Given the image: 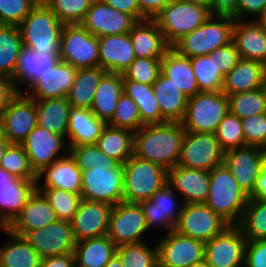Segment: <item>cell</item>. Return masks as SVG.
I'll return each instance as SVG.
<instances>
[{
	"label": "cell",
	"mask_w": 266,
	"mask_h": 267,
	"mask_svg": "<svg viewBox=\"0 0 266 267\" xmlns=\"http://www.w3.org/2000/svg\"><path fill=\"white\" fill-rule=\"evenodd\" d=\"M185 133L178 122L144 125L134 132L133 155L169 171L177 165Z\"/></svg>",
	"instance_id": "1"
},
{
	"label": "cell",
	"mask_w": 266,
	"mask_h": 267,
	"mask_svg": "<svg viewBox=\"0 0 266 267\" xmlns=\"http://www.w3.org/2000/svg\"><path fill=\"white\" fill-rule=\"evenodd\" d=\"M209 178L210 187L205 204L228 225H237L249 202V196L224 163L210 170Z\"/></svg>",
	"instance_id": "2"
},
{
	"label": "cell",
	"mask_w": 266,
	"mask_h": 267,
	"mask_svg": "<svg viewBox=\"0 0 266 267\" xmlns=\"http://www.w3.org/2000/svg\"><path fill=\"white\" fill-rule=\"evenodd\" d=\"M64 24L42 0L18 25L22 45L38 53L49 52L60 58Z\"/></svg>",
	"instance_id": "3"
},
{
	"label": "cell",
	"mask_w": 266,
	"mask_h": 267,
	"mask_svg": "<svg viewBox=\"0 0 266 267\" xmlns=\"http://www.w3.org/2000/svg\"><path fill=\"white\" fill-rule=\"evenodd\" d=\"M234 23L231 16L211 15L204 24L181 37L171 47L189 58L208 55L232 42Z\"/></svg>",
	"instance_id": "4"
},
{
	"label": "cell",
	"mask_w": 266,
	"mask_h": 267,
	"mask_svg": "<svg viewBox=\"0 0 266 267\" xmlns=\"http://www.w3.org/2000/svg\"><path fill=\"white\" fill-rule=\"evenodd\" d=\"M123 202L149 200L168 182V171L153 162L132 155L123 165Z\"/></svg>",
	"instance_id": "5"
},
{
	"label": "cell",
	"mask_w": 266,
	"mask_h": 267,
	"mask_svg": "<svg viewBox=\"0 0 266 267\" xmlns=\"http://www.w3.org/2000/svg\"><path fill=\"white\" fill-rule=\"evenodd\" d=\"M212 14L204 5L187 0H171L153 20L172 46L184 35L204 24Z\"/></svg>",
	"instance_id": "6"
},
{
	"label": "cell",
	"mask_w": 266,
	"mask_h": 267,
	"mask_svg": "<svg viewBox=\"0 0 266 267\" xmlns=\"http://www.w3.org/2000/svg\"><path fill=\"white\" fill-rule=\"evenodd\" d=\"M228 112V96L222 91L198 92L187 99L185 114L180 123L186 131L214 134Z\"/></svg>",
	"instance_id": "7"
},
{
	"label": "cell",
	"mask_w": 266,
	"mask_h": 267,
	"mask_svg": "<svg viewBox=\"0 0 266 267\" xmlns=\"http://www.w3.org/2000/svg\"><path fill=\"white\" fill-rule=\"evenodd\" d=\"M106 235L118 247L148 241L153 233L138 203L121 202L112 206Z\"/></svg>",
	"instance_id": "8"
},
{
	"label": "cell",
	"mask_w": 266,
	"mask_h": 267,
	"mask_svg": "<svg viewBox=\"0 0 266 267\" xmlns=\"http://www.w3.org/2000/svg\"><path fill=\"white\" fill-rule=\"evenodd\" d=\"M124 170L118 166H95L82 171L83 200L116 205L123 202Z\"/></svg>",
	"instance_id": "9"
},
{
	"label": "cell",
	"mask_w": 266,
	"mask_h": 267,
	"mask_svg": "<svg viewBox=\"0 0 266 267\" xmlns=\"http://www.w3.org/2000/svg\"><path fill=\"white\" fill-rule=\"evenodd\" d=\"M60 60L76 69L99 67L98 37L81 24H64Z\"/></svg>",
	"instance_id": "10"
},
{
	"label": "cell",
	"mask_w": 266,
	"mask_h": 267,
	"mask_svg": "<svg viewBox=\"0 0 266 267\" xmlns=\"http://www.w3.org/2000/svg\"><path fill=\"white\" fill-rule=\"evenodd\" d=\"M215 134L186 131L177 166L210 171L224 162Z\"/></svg>",
	"instance_id": "11"
},
{
	"label": "cell",
	"mask_w": 266,
	"mask_h": 267,
	"mask_svg": "<svg viewBox=\"0 0 266 267\" xmlns=\"http://www.w3.org/2000/svg\"><path fill=\"white\" fill-rule=\"evenodd\" d=\"M145 216L149 231L157 230L166 234L175 229L184 202L182 198L167 183L160 188L149 200L138 203ZM162 229V230H160Z\"/></svg>",
	"instance_id": "12"
},
{
	"label": "cell",
	"mask_w": 266,
	"mask_h": 267,
	"mask_svg": "<svg viewBox=\"0 0 266 267\" xmlns=\"http://www.w3.org/2000/svg\"><path fill=\"white\" fill-rule=\"evenodd\" d=\"M246 243L241 229L229 225L204 242V259L211 267H244Z\"/></svg>",
	"instance_id": "13"
},
{
	"label": "cell",
	"mask_w": 266,
	"mask_h": 267,
	"mask_svg": "<svg viewBox=\"0 0 266 267\" xmlns=\"http://www.w3.org/2000/svg\"><path fill=\"white\" fill-rule=\"evenodd\" d=\"M229 226L205 203L184 204L175 225L178 234L206 242Z\"/></svg>",
	"instance_id": "14"
},
{
	"label": "cell",
	"mask_w": 266,
	"mask_h": 267,
	"mask_svg": "<svg viewBox=\"0 0 266 267\" xmlns=\"http://www.w3.org/2000/svg\"><path fill=\"white\" fill-rule=\"evenodd\" d=\"M158 267H190L204 259V242L178 234L175 230L155 241Z\"/></svg>",
	"instance_id": "15"
},
{
	"label": "cell",
	"mask_w": 266,
	"mask_h": 267,
	"mask_svg": "<svg viewBox=\"0 0 266 267\" xmlns=\"http://www.w3.org/2000/svg\"><path fill=\"white\" fill-rule=\"evenodd\" d=\"M20 144L27 153L31 167L36 174L69 153L64 136L52 133L38 125Z\"/></svg>",
	"instance_id": "16"
},
{
	"label": "cell",
	"mask_w": 266,
	"mask_h": 267,
	"mask_svg": "<svg viewBox=\"0 0 266 267\" xmlns=\"http://www.w3.org/2000/svg\"><path fill=\"white\" fill-rule=\"evenodd\" d=\"M239 186L250 196L256 185L258 176L266 164L263 148L244 146L224 152V162Z\"/></svg>",
	"instance_id": "17"
},
{
	"label": "cell",
	"mask_w": 266,
	"mask_h": 267,
	"mask_svg": "<svg viewBox=\"0 0 266 267\" xmlns=\"http://www.w3.org/2000/svg\"><path fill=\"white\" fill-rule=\"evenodd\" d=\"M23 237L41 258L73 254L76 245L71 222L68 221L58 220L29 231Z\"/></svg>",
	"instance_id": "18"
},
{
	"label": "cell",
	"mask_w": 266,
	"mask_h": 267,
	"mask_svg": "<svg viewBox=\"0 0 266 267\" xmlns=\"http://www.w3.org/2000/svg\"><path fill=\"white\" fill-rule=\"evenodd\" d=\"M5 138L10 143L20 144L36 127V102L24 92H18L1 114Z\"/></svg>",
	"instance_id": "19"
},
{
	"label": "cell",
	"mask_w": 266,
	"mask_h": 267,
	"mask_svg": "<svg viewBox=\"0 0 266 267\" xmlns=\"http://www.w3.org/2000/svg\"><path fill=\"white\" fill-rule=\"evenodd\" d=\"M138 21L102 0H94L80 23L96 37L129 33Z\"/></svg>",
	"instance_id": "20"
},
{
	"label": "cell",
	"mask_w": 266,
	"mask_h": 267,
	"mask_svg": "<svg viewBox=\"0 0 266 267\" xmlns=\"http://www.w3.org/2000/svg\"><path fill=\"white\" fill-rule=\"evenodd\" d=\"M36 190V180L13 177L0 167V223L6 228Z\"/></svg>",
	"instance_id": "21"
},
{
	"label": "cell",
	"mask_w": 266,
	"mask_h": 267,
	"mask_svg": "<svg viewBox=\"0 0 266 267\" xmlns=\"http://www.w3.org/2000/svg\"><path fill=\"white\" fill-rule=\"evenodd\" d=\"M77 70L59 60L50 70L40 74L24 93L33 100L67 97Z\"/></svg>",
	"instance_id": "22"
},
{
	"label": "cell",
	"mask_w": 266,
	"mask_h": 267,
	"mask_svg": "<svg viewBox=\"0 0 266 267\" xmlns=\"http://www.w3.org/2000/svg\"><path fill=\"white\" fill-rule=\"evenodd\" d=\"M111 209L107 203L82 199L71 220L75 241L106 235Z\"/></svg>",
	"instance_id": "23"
},
{
	"label": "cell",
	"mask_w": 266,
	"mask_h": 267,
	"mask_svg": "<svg viewBox=\"0 0 266 267\" xmlns=\"http://www.w3.org/2000/svg\"><path fill=\"white\" fill-rule=\"evenodd\" d=\"M167 183L184 204L205 203L210 187L209 171L176 165L168 171Z\"/></svg>",
	"instance_id": "24"
},
{
	"label": "cell",
	"mask_w": 266,
	"mask_h": 267,
	"mask_svg": "<svg viewBox=\"0 0 266 267\" xmlns=\"http://www.w3.org/2000/svg\"><path fill=\"white\" fill-rule=\"evenodd\" d=\"M56 221H58L57 215L48 200L40 191L35 190L6 229L23 237L29 231L43 228Z\"/></svg>",
	"instance_id": "25"
},
{
	"label": "cell",
	"mask_w": 266,
	"mask_h": 267,
	"mask_svg": "<svg viewBox=\"0 0 266 267\" xmlns=\"http://www.w3.org/2000/svg\"><path fill=\"white\" fill-rule=\"evenodd\" d=\"M99 67L106 72L123 74L136 58L129 33L98 37Z\"/></svg>",
	"instance_id": "26"
},
{
	"label": "cell",
	"mask_w": 266,
	"mask_h": 267,
	"mask_svg": "<svg viewBox=\"0 0 266 267\" xmlns=\"http://www.w3.org/2000/svg\"><path fill=\"white\" fill-rule=\"evenodd\" d=\"M81 179L82 171L68 153L37 173L36 187L58 188L81 194Z\"/></svg>",
	"instance_id": "27"
},
{
	"label": "cell",
	"mask_w": 266,
	"mask_h": 267,
	"mask_svg": "<svg viewBox=\"0 0 266 267\" xmlns=\"http://www.w3.org/2000/svg\"><path fill=\"white\" fill-rule=\"evenodd\" d=\"M266 86V65L260 61L241 59L225 75L222 92L227 96L250 92Z\"/></svg>",
	"instance_id": "28"
},
{
	"label": "cell",
	"mask_w": 266,
	"mask_h": 267,
	"mask_svg": "<svg viewBox=\"0 0 266 267\" xmlns=\"http://www.w3.org/2000/svg\"><path fill=\"white\" fill-rule=\"evenodd\" d=\"M232 41L242 59L266 65V31L256 20H235Z\"/></svg>",
	"instance_id": "29"
},
{
	"label": "cell",
	"mask_w": 266,
	"mask_h": 267,
	"mask_svg": "<svg viewBox=\"0 0 266 267\" xmlns=\"http://www.w3.org/2000/svg\"><path fill=\"white\" fill-rule=\"evenodd\" d=\"M129 36L137 58H163L171 47L153 19L138 21Z\"/></svg>",
	"instance_id": "30"
},
{
	"label": "cell",
	"mask_w": 266,
	"mask_h": 267,
	"mask_svg": "<svg viewBox=\"0 0 266 267\" xmlns=\"http://www.w3.org/2000/svg\"><path fill=\"white\" fill-rule=\"evenodd\" d=\"M60 60L49 52L38 53L22 46L13 79L14 88L24 92L40 74L50 70Z\"/></svg>",
	"instance_id": "31"
},
{
	"label": "cell",
	"mask_w": 266,
	"mask_h": 267,
	"mask_svg": "<svg viewBox=\"0 0 266 267\" xmlns=\"http://www.w3.org/2000/svg\"><path fill=\"white\" fill-rule=\"evenodd\" d=\"M106 123L88 108L71 107L66 140L68 147L95 144Z\"/></svg>",
	"instance_id": "32"
},
{
	"label": "cell",
	"mask_w": 266,
	"mask_h": 267,
	"mask_svg": "<svg viewBox=\"0 0 266 267\" xmlns=\"http://www.w3.org/2000/svg\"><path fill=\"white\" fill-rule=\"evenodd\" d=\"M152 86L161 110L162 123H180L185 114L188 98L162 72Z\"/></svg>",
	"instance_id": "33"
},
{
	"label": "cell",
	"mask_w": 266,
	"mask_h": 267,
	"mask_svg": "<svg viewBox=\"0 0 266 267\" xmlns=\"http://www.w3.org/2000/svg\"><path fill=\"white\" fill-rule=\"evenodd\" d=\"M161 72L187 97H193L199 92L191 60L170 47L161 59Z\"/></svg>",
	"instance_id": "34"
},
{
	"label": "cell",
	"mask_w": 266,
	"mask_h": 267,
	"mask_svg": "<svg viewBox=\"0 0 266 267\" xmlns=\"http://www.w3.org/2000/svg\"><path fill=\"white\" fill-rule=\"evenodd\" d=\"M123 94V75L106 72L99 81L90 111L106 124L111 120Z\"/></svg>",
	"instance_id": "35"
},
{
	"label": "cell",
	"mask_w": 266,
	"mask_h": 267,
	"mask_svg": "<svg viewBox=\"0 0 266 267\" xmlns=\"http://www.w3.org/2000/svg\"><path fill=\"white\" fill-rule=\"evenodd\" d=\"M116 248L107 235L76 242L73 251L75 267H105L116 254Z\"/></svg>",
	"instance_id": "36"
},
{
	"label": "cell",
	"mask_w": 266,
	"mask_h": 267,
	"mask_svg": "<svg viewBox=\"0 0 266 267\" xmlns=\"http://www.w3.org/2000/svg\"><path fill=\"white\" fill-rule=\"evenodd\" d=\"M37 125L66 138L71 105L67 97L35 100Z\"/></svg>",
	"instance_id": "37"
},
{
	"label": "cell",
	"mask_w": 266,
	"mask_h": 267,
	"mask_svg": "<svg viewBox=\"0 0 266 267\" xmlns=\"http://www.w3.org/2000/svg\"><path fill=\"white\" fill-rule=\"evenodd\" d=\"M7 234L5 245L0 247V267H39L41 257L22 236L2 230Z\"/></svg>",
	"instance_id": "38"
},
{
	"label": "cell",
	"mask_w": 266,
	"mask_h": 267,
	"mask_svg": "<svg viewBox=\"0 0 266 267\" xmlns=\"http://www.w3.org/2000/svg\"><path fill=\"white\" fill-rule=\"evenodd\" d=\"M123 92L135 101L145 125L162 124L161 110L152 85L123 79Z\"/></svg>",
	"instance_id": "39"
},
{
	"label": "cell",
	"mask_w": 266,
	"mask_h": 267,
	"mask_svg": "<svg viewBox=\"0 0 266 267\" xmlns=\"http://www.w3.org/2000/svg\"><path fill=\"white\" fill-rule=\"evenodd\" d=\"M134 132L106 124L95 143L108 157L124 164L133 155Z\"/></svg>",
	"instance_id": "40"
},
{
	"label": "cell",
	"mask_w": 266,
	"mask_h": 267,
	"mask_svg": "<svg viewBox=\"0 0 266 267\" xmlns=\"http://www.w3.org/2000/svg\"><path fill=\"white\" fill-rule=\"evenodd\" d=\"M105 73L100 67L78 69L67 95L71 107L90 109L99 81Z\"/></svg>",
	"instance_id": "41"
},
{
	"label": "cell",
	"mask_w": 266,
	"mask_h": 267,
	"mask_svg": "<svg viewBox=\"0 0 266 267\" xmlns=\"http://www.w3.org/2000/svg\"><path fill=\"white\" fill-rule=\"evenodd\" d=\"M22 40L18 26L0 25V74L13 78Z\"/></svg>",
	"instance_id": "42"
},
{
	"label": "cell",
	"mask_w": 266,
	"mask_h": 267,
	"mask_svg": "<svg viewBox=\"0 0 266 267\" xmlns=\"http://www.w3.org/2000/svg\"><path fill=\"white\" fill-rule=\"evenodd\" d=\"M237 226L247 241L266 240V198H250Z\"/></svg>",
	"instance_id": "43"
},
{
	"label": "cell",
	"mask_w": 266,
	"mask_h": 267,
	"mask_svg": "<svg viewBox=\"0 0 266 267\" xmlns=\"http://www.w3.org/2000/svg\"><path fill=\"white\" fill-rule=\"evenodd\" d=\"M199 92L222 91L224 77L217 71L215 50L208 55L190 58Z\"/></svg>",
	"instance_id": "44"
},
{
	"label": "cell",
	"mask_w": 266,
	"mask_h": 267,
	"mask_svg": "<svg viewBox=\"0 0 266 267\" xmlns=\"http://www.w3.org/2000/svg\"><path fill=\"white\" fill-rule=\"evenodd\" d=\"M151 240L153 241L150 239L141 243L118 246L116 254L123 267H158L157 244H153Z\"/></svg>",
	"instance_id": "45"
},
{
	"label": "cell",
	"mask_w": 266,
	"mask_h": 267,
	"mask_svg": "<svg viewBox=\"0 0 266 267\" xmlns=\"http://www.w3.org/2000/svg\"><path fill=\"white\" fill-rule=\"evenodd\" d=\"M229 111L240 119L266 113V87L228 96Z\"/></svg>",
	"instance_id": "46"
},
{
	"label": "cell",
	"mask_w": 266,
	"mask_h": 267,
	"mask_svg": "<svg viewBox=\"0 0 266 267\" xmlns=\"http://www.w3.org/2000/svg\"><path fill=\"white\" fill-rule=\"evenodd\" d=\"M48 200L58 220L71 222L82 200L80 194L50 187H36Z\"/></svg>",
	"instance_id": "47"
},
{
	"label": "cell",
	"mask_w": 266,
	"mask_h": 267,
	"mask_svg": "<svg viewBox=\"0 0 266 267\" xmlns=\"http://www.w3.org/2000/svg\"><path fill=\"white\" fill-rule=\"evenodd\" d=\"M0 167L19 179H37V174L32 169L29 157L21 144L11 143L7 147L0 160Z\"/></svg>",
	"instance_id": "48"
},
{
	"label": "cell",
	"mask_w": 266,
	"mask_h": 267,
	"mask_svg": "<svg viewBox=\"0 0 266 267\" xmlns=\"http://www.w3.org/2000/svg\"><path fill=\"white\" fill-rule=\"evenodd\" d=\"M63 24H80L94 0H42Z\"/></svg>",
	"instance_id": "49"
},
{
	"label": "cell",
	"mask_w": 266,
	"mask_h": 267,
	"mask_svg": "<svg viewBox=\"0 0 266 267\" xmlns=\"http://www.w3.org/2000/svg\"><path fill=\"white\" fill-rule=\"evenodd\" d=\"M107 125L136 132L145 124L141 120L135 101L123 92L117 102L114 114Z\"/></svg>",
	"instance_id": "50"
},
{
	"label": "cell",
	"mask_w": 266,
	"mask_h": 267,
	"mask_svg": "<svg viewBox=\"0 0 266 267\" xmlns=\"http://www.w3.org/2000/svg\"><path fill=\"white\" fill-rule=\"evenodd\" d=\"M214 134L224 151L245 146L242 121L230 111L219 123Z\"/></svg>",
	"instance_id": "51"
},
{
	"label": "cell",
	"mask_w": 266,
	"mask_h": 267,
	"mask_svg": "<svg viewBox=\"0 0 266 267\" xmlns=\"http://www.w3.org/2000/svg\"><path fill=\"white\" fill-rule=\"evenodd\" d=\"M69 154L76 166L81 170L92 169L95 166H118L119 163L102 152L96 144L69 147Z\"/></svg>",
	"instance_id": "52"
},
{
	"label": "cell",
	"mask_w": 266,
	"mask_h": 267,
	"mask_svg": "<svg viewBox=\"0 0 266 267\" xmlns=\"http://www.w3.org/2000/svg\"><path fill=\"white\" fill-rule=\"evenodd\" d=\"M162 58H135L124 71L123 79L152 85L161 72Z\"/></svg>",
	"instance_id": "53"
},
{
	"label": "cell",
	"mask_w": 266,
	"mask_h": 267,
	"mask_svg": "<svg viewBox=\"0 0 266 267\" xmlns=\"http://www.w3.org/2000/svg\"><path fill=\"white\" fill-rule=\"evenodd\" d=\"M39 0H0V25L18 26Z\"/></svg>",
	"instance_id": "54"
},
{
	"label": "cell",
	"mask_w": 266,
	"mask_h": 267,
	"mask_svg": "<svg viewBox=\"0 0 266 267\" xmlns=\"http://www.w3.org/2000/svg\"><path fill=\"white\" fill-rule=\"evenodd\" d=\"M245 146L266 147V113L241 119Z\"/></svg>",
	"instance_id": "55"
},
{
	"label": "cell",
	"mask_w": 266,
	"mask_h": 267,
	"mask_svg": "<svg viewBox=\"0 0 266 267\" xmlns=\"http://www.w3.org/2000/svg\"><path fill=\"white\" fill-rule=\"evenodd\" d=\"M241 59L240 53L233 41L223 47L215 49L216 68L223 77H225Z\"/></svg>",
	"instance_id": "56"
},
{
	"label": "cell",
	"mask_w": 266,
	"mask_h": 267,
	"mask_svg": "<svg viewBox=\"0 0 266 267\" xmlns=\"http://www.w3.org/2000/svg\"><path fill=\"white\" fill-rule=\"evenodd\" d=\"M244 267H266V240L247 241Z\"/></svg>",
	"instance_id": "57"
},
{
	"label": "cell",
	"mask_w": 266,
	"mask_h": 267,
	"mask_svg": "<svg viewBox=\"0 0 266 267\" xmlns=\"http://www.w3.org/2000/svg\"><path fill=\"white\" fill-rule=\"evenodd\" d=\"M266 10V0H239L237 20H256Z\"/></svg>",
	"instance_id": "58"
},
{
	"label": "cell",
	"mask_w": 266,
	"mask_h": 267,
	"mask_svg": "<svg viewBox=\"0 0 266 267\" xmlns=\"http://www.w3.org/2000/svg\"><path fill=\"white\" fill-rule=\"evenodd\" d=\"M171 0H137L140 9V21L153 19Z\"/></svg>",
	"instance_id": "59"
},
{
	"label": "cell",
	"mask_w": 266,
	"mask_h": 267,
	"mask_svg": "<svg viewBox=\"0 0 266 267\" xmlns=\"http://www.w3.org/2000/svg\"><path fill=\"white\" fill-rule=\"evenodd\" d=\"M239 0H212L210 13L212 15L231 16L237 20Z\"/></svg>",
	"instance_id": "60"
},
{
	"label": "cell",
	"mask_w": 266,
	"mask_h": 267,
	"mask_svg": "<svg viewBox=\"0 0 266 267\" xmlns=\"http://www.w3.org/2000/svg\"><path fill=\"white\" fill-rule=\"evenodd\" d=\"M17 93L18 91L14 88L13 79L0 74V115Z\"/></svg>",
	"instance_id": "61"
},
{
	"label": "cell",
	"mask_w": 266,
	"mask_h": 267,
	"mask_svg": "<svg viewBox=\"0 0 266 267\" xmlns=\"http://www.w3.org/2000/svg\"><path fill=\"white\" fill-rule=\"evenodd\" d=\"M102 1L122 13L132 15L137 21H140V9L137 0H102Z\"/></svg>",
	"instance_id": "62"
},
{
	"label": "cell",
	"mask_w": 266,
	"mask_h": 267,
	"mask_svg": "<svg viewBox=\"0 0 266 267\" xmlns=\"http://www.w3.org/2000/svg\"><path fill=\"white\" fill-rule=\"evenodd\" d=\"M39 267H75V259L73 254L45 257Z\"/></svg>",
	"instance_id": "63"
},
{
	"label": "cell",
	"mask_w": 266,
	"mask_h": 267,
	"mask_svg": "<svg viewBox=\"0 0 266 267\" xmlns=\"http://www.w3.org/2000/svg\"><path fill=\"white\" fill-rule=\"evenodd\" d=\"M252 199L266 198V164L257 178L253 193L249 196Z\"/></svg>",
	"instance_id": "64"
},
{
	"label": "cell",
	"mask_w": 266,
	"mask_h": 267,
	"mask_svg": "<svg viewBox=\"0 0 266 267\" xmlns=\"http://www.w3.org/2000/svg\"><path fill=\"white\" fill-rule=\"evenodd\" d=\"M105 267H123L122 262L117 254L109 260Z\"/></svg>",
	"instance_id": "65"
},
{
	"label": "cell",
	"mask_w": 266,
	"mask_h": 267,
	"mask_svg": "<svg viewBox=\"0 0 266 267\" xmlns=\"http://www.w3.org/2000/svg\"><path fill=\"white\" fill-rule=\"evenodd\" d=\"M10 144L11 143L7 139L0 140V160L4 156V153Z\"/></svg>",
	"instance_id": "66"
},
{
	"label": "cell",
	"mask_w": 266,
	"mask_h": 267,
	"mask_svg": "<svg viewBox=\"0 0 266 267\" xmlns=\"http://www.w3.org/2000/svg\"><path fill=\"white\" fill-rule=\"evenodd\" d=\"M256 21L266 31V10L256 19Z\"/></svg>",
	"instance_id": "67"
},
{
	"label": "cell",
	"mask_w": 266,
	"mask_h": 267,
	"mask_svg": "<svg viewBox=\"0 0 266 267\" xmlns=\"http://www.w3.org/2000/svg\"><path fill=\"white\" fill-rule=\"evenodd\" d=\"M187 1L204 5L209 9L211 8V3H212V0H187Z\"/></svg>",
	"instance_id": "68"
},
{
	"label": "cell",
	"mask_w": 266,
	"mask_h": 267,
	"mask_svg": "<svg viewBox=\"0 0 266 267\" xmlns=\"http://www.w3.org/2000/svg\"><path fill=\"white\" fill-rule=\"evenodd\" d=\"M6 139L4 134V121L2 119V116L0 115V140Z\"/></svg>",
	"instance_id": "69"
},
{
	"label": "cell",
	"mask_w": 266,
	"mask_h": 267,
	"mask_svg": "<svg viewBox=\"0 0 266 267\" xmlns=\"http://www.w3.org/2000/svg\"><path fill=\"white\" fill-rule=\"evenodd\" d=\"M190 267H211L206 261L205 259L191 265Z\"/></svg>",
	"instance_id": "70"
},
{
	"label": "cell",
	"mask_w": 266,
	"mask_h": 267,
	"mask_svg": "<svg viewBox=\"0 0 266 267\" xmlns=\"http://www.w3.org/2000/svg\"><path fill=\"white\" fill-rule=\"evenodd\" d=\"M5 227L0 223V231L3 230Z\"/></svg>",
	"instance_id": "71"
}]
</instances>
